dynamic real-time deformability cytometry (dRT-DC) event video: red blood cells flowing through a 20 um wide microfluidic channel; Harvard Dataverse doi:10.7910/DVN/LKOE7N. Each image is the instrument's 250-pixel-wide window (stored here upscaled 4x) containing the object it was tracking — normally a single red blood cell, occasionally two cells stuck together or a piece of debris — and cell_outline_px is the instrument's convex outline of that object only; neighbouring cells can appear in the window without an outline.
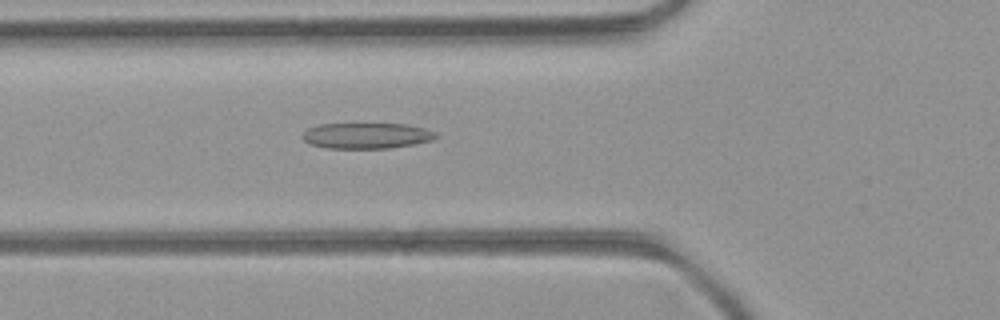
{"species": "common noctule bat (a hibernating species)", "species_latin": "Nyctalus noctula", "temperature_condition": "room temperature", "stored_images_in_passage": 39, "camera_frame_rate_fps": 3000, "um_per_image_px": 0.085, "animal": {"sex": "female", "body_mass_g": 21.9}, "frame": {"image": 1, "passage_image": 8, "time_ms": 2.333, "image_size_px": [1000, 320], "cell_outline_px": [[440, 136], [432, 140], [412, 144], [388, 148], [324, 148], [312, 144], [304, 140], [300, 136], [308, 128], [320, 124], [408, 124], [424, 128], [436, 132]], "centroid_in_image_um": [31.17, 11.53], "position_along_channel_um": 94.6, "area_um2": 20.0}}
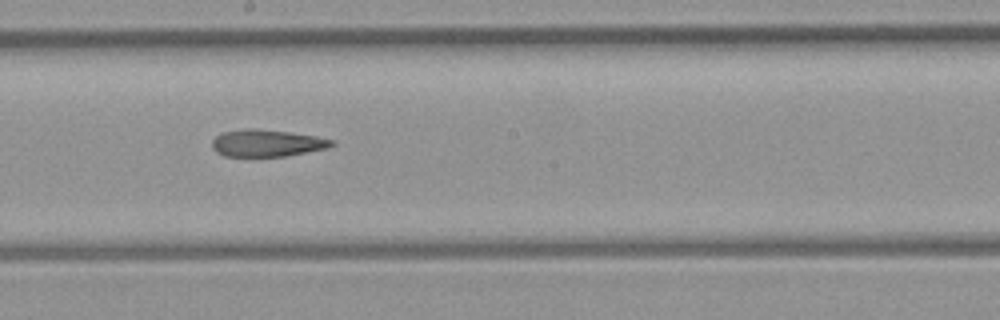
{"frame": {"image": 2, "passage_image": 17, "time_ms": 5.333, "image_size_px": [1000, 320], "cell_outline_px": [[336, 144], [328, 148], [288, 156], [224, 156], [216, 152], [212, 148], [212, 140], [216, 136], [224, 132], [248, 128], [256, 128], [288, 132], [316, 136], [332, 140]], "centroid_in_image_um": [22.69, 12.17], "position_along_channel_um": 225.5, "area_um2": 18.84}}
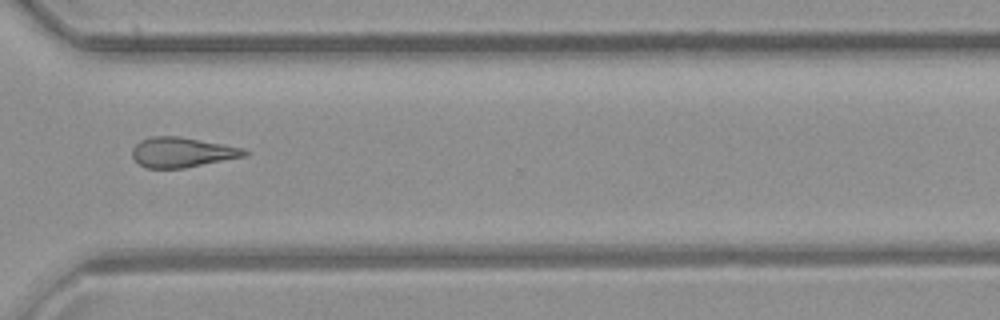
{"frame": {"image": 3, "passage_image": 26, "time_ms": 8.333, "image_size_px": [1000, 320], "cell_outline_px": [[248, 152], [244, 156], [184, 168], [144, 168], [132, 156], [132, 148], [140, 140], [152, 136], [180, 136], [224, 144], [244, 148]], "centroid_in_image_um": [15.45, 12.93], "position_along_channel_um": 355.2, "area_um2": 19.54}, "authors_computed_cell_mechanics": {"area_um2": 19.5364, "velocity_mm_per_s": 4.3309, "shape_relaxation_time_tau1_ms": null, "shape_relaxation_time_tau2_ms": 3.8167, "deformation_change_tau1": null, "deformation_change_tau2": 0.1497}}